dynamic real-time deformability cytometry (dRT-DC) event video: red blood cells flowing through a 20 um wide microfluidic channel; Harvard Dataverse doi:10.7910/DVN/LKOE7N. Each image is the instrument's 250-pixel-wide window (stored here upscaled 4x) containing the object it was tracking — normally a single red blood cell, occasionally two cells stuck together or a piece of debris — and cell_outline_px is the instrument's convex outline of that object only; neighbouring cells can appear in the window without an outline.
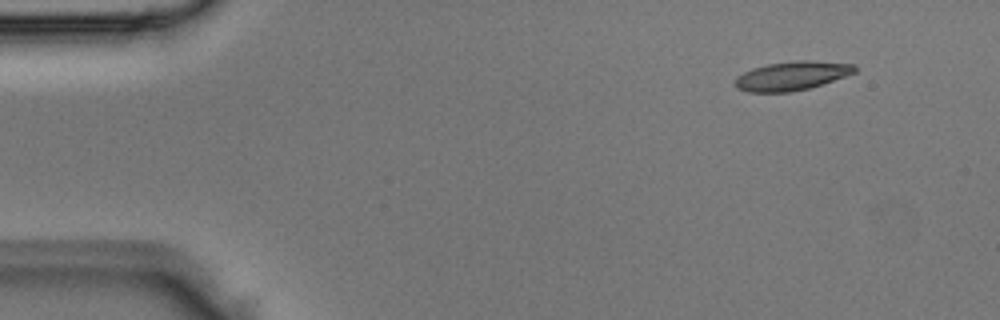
{"species": "Egyptian fruit bat (a non-hibernating species)", "species_latin": "Rousettus aegyptiacus", "temperature_condition": "room temperature", "stored_images_in_passage": 3, "camera_frame_rate_fps": 3000, "um_per_image_px": 0.085, "animal": {"sex": "male"}, "frame": {"image": 1, "passage_image": 1, "time_ms": 0.0, "image_size_px": [1000, 320], "cell_outline_px": [[856, 72], [808, 88], [788, 92], [748, 92], [736, 88], [732, 84], [736, 76], [752, 68], [768, 64], [800, 60], [812, 60], [856, 64]], "centroid_in_image_um": [67.25, 6.44], "position_along_channel_um": 17.7, "area_um2": 20.11}}